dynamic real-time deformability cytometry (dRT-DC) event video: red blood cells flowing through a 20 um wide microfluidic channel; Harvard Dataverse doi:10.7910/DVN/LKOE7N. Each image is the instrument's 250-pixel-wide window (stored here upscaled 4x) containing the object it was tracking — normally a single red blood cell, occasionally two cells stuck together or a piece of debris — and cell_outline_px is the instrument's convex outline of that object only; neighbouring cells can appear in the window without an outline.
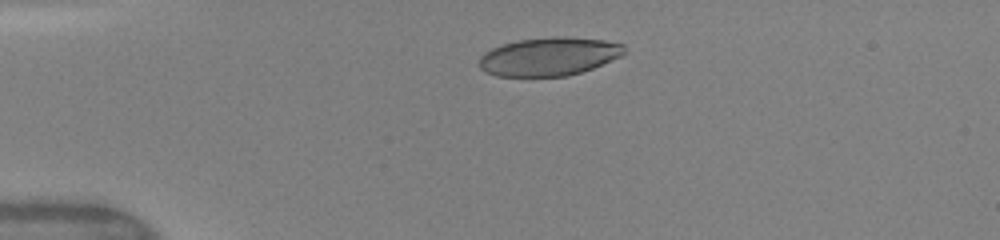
{"species": "human", "species_latin": "Homo sapiens", "temperature_condition": "warm", "stored_images_in_passage": 31, "camera_frame_rate_fps": 3000, "um_per_image_px": 0.085, "donor": {"sex": "female"}, "frame": {"image": 1, "passage_image": 1, "time_ms": 0.0, "image_size_px": [1000, 240], "cell_outline_px": [[628, 52], [620, 56], [592, 68], [568, 76], [496, 76], [484, 72], [480, 68], [480, 56], [484, 52], [492, 48], [504, 44], [520, 40], [556, 36], [564, 36], [604, 40], [624, 44]], "centroid_in_image_um": [46.68, 4.8], "position_along_channel_um": 38.3, "area_um2": 32.43}}
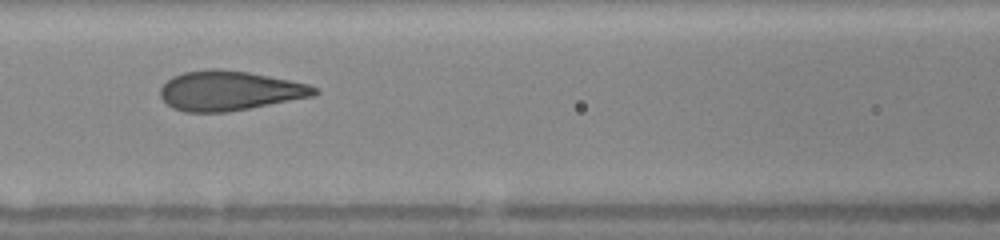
{"frame": {"image": 2, "passage_image": 13, "time_ms": 3.667, "image_size_px": [1000, 240], "cell_outline_px": [[320, 92], [312, 96], [228, 112], [184, 112], [172, 108], [160, 96], [160, 88], [172, 76], [184, 72], [212, 68], [216, 68], [248, 72], [308, 84], [316, 88]], "centroid_in_image_um": [19.47, 7.71], "position_along_channel_um": 147.1, "area_um2": 35.32}}
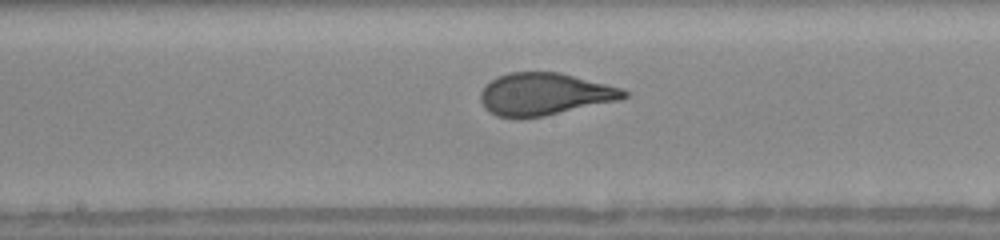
{"frame": {"image": 3, "passage_image": 18, "time_ms": 5.0, "image_size_px": [1000, 240], "cell_outline_px": [[628, 96], [620, 100], [544, 116], [496, 116], [488, 112], [484, 108], [480, 100], [480, 92], [496, 76], [508, 72], [560, 72], [624, 88], [628, 92]], "centroid_in_image_um": [46.31, 7.98], "position_along_channel_um": 201.9, "area_um2": 35.2}}